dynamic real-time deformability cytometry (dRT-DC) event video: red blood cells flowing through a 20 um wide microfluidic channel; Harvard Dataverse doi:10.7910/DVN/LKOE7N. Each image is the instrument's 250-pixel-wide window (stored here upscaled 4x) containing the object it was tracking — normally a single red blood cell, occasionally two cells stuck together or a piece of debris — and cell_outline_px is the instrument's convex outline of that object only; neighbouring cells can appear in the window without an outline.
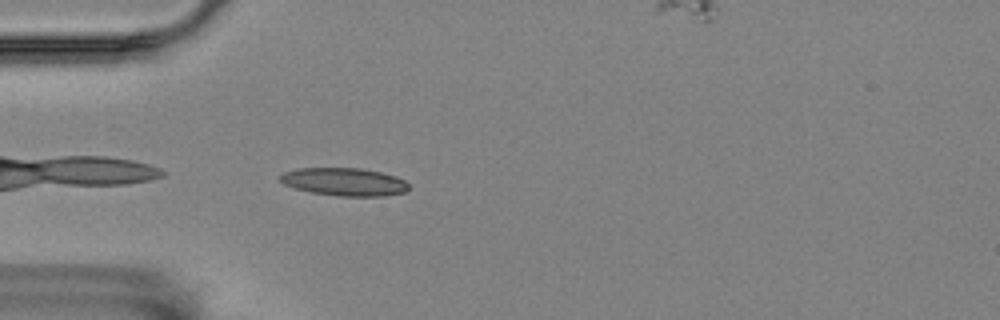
{"species": "Egyptian fruit bat (a non-hibernating species)", "species_latin": "Rousettus aegyptiacus", "temperature_condition": "room temperature", "stored_images_in_passage": 42, "camera_frame_rate_fps": 3000, "um_per_image_px": 0.085, "animal": {"sex": "female"}, "frame": {"image": 1, "passage_image": 2, "time_ms": 0.333, "image_size_px": [1000, 320], "cell_outline_px": [[408, 188], [404, 192], [384, 196], [336, 196], [312, 192], [296, 188], [284, 184], [280, 180], [280, 176], [284, 172], [296, 168], [360, 168], [380, 172], [396, 176], [404, 180], [408, 184]], "centroid_in_image_um": [29.26, 15.45], "position_along_channel_um": 55.7, "area_um2": 20.81}}
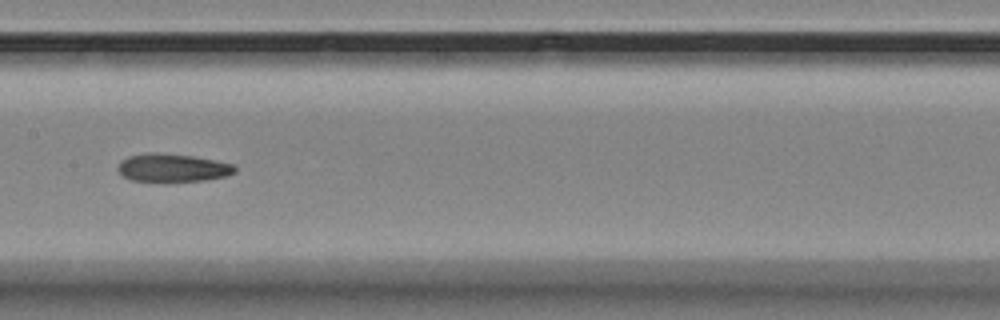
{"frame": {"image": 2, "passage_image": 14, "time_ms": 4.333, "image_size_px": [1000, 320], "cell_outline_px": [[236, 172], [228, 176], [204, 180], [168, 184], [132, 180], [124, 176], [116, 168], [120, 160], [128, 156], [144, 152], [156, 152], [192, 156], [232, 164], [236, 168]], "centroid_in_image_um": [14.62, 14.29], "position_along_channel_um": 192.8, "area_um2": 19.88}}
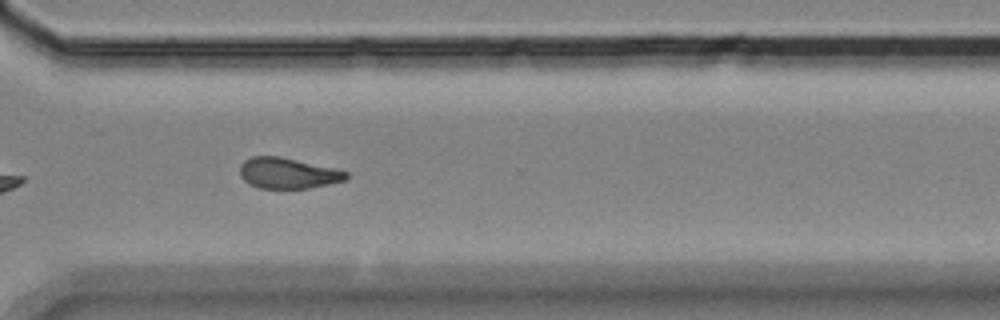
{"frame": {"image": 3, "passage_image": 27, "time_ms": 8.667, "image_size_px": [1000, 320], "cell_outline_px": [[348, 176], [344, 180], [328, 184], [308, 188], [260, 188], [248, 184], [240, 176], [240, 164], [244, 160], [252, 156], [280, 156], [332, 168], [348, 172]], "centroid_in_image_um": [24.41, 14.72], "position_along_channel_um": 346.2, "area_um2": 18.9}}